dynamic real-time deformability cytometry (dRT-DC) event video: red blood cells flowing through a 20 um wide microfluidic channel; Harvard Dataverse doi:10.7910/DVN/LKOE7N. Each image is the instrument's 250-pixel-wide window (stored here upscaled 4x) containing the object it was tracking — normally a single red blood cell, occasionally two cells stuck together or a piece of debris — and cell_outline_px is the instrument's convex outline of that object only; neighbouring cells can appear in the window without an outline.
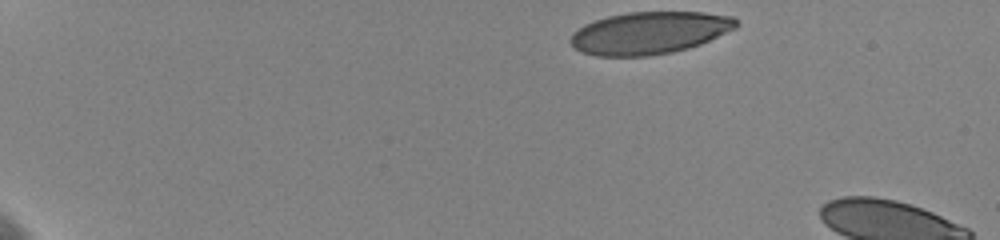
{"species": "human", "species_latin": "Homo sapiens", "temperature_condition": "cold", "stored_images_in_passage": 4, "camera_frame_rate_fps": 3000, "um_per_image_px": 0.085, "donor": {"sex": "female"}, "frame": {"image": 1, "passage_image": 1, "time_ms": 0.0, "image_size_px": [1000, 240], "cell_outline_px": [[740, 24], [736, 28], [700, 44], [688, 48], [672, 52], [648, 56], [596, 56], [584, 52], [576, 48], [568, 40], [584, 24], [608, 16], [628, 12], [704, 12], [732, 16]], "centroid_in_image_um": [55.24, 2.79], "position_along_channel_um": 29.8, "area_um2": 40.63}}